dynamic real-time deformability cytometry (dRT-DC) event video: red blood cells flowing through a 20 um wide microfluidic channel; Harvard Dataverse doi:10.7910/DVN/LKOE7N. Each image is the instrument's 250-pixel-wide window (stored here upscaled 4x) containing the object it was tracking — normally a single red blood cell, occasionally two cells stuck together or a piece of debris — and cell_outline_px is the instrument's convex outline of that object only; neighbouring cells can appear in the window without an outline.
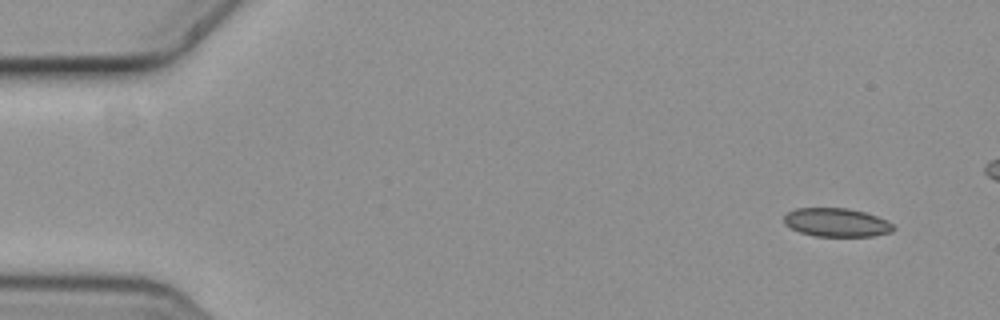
{"species": "common noctule bat (a hibernating species)", "species_latin": "Nyctalus noctula", "temperature_condition": "cold", "stored_images_in_passage": 5, "camera_frame_rate_fps": 3000, "um_per_image_px": 0.085, "animal": {"sex": "female", "body_mass_g": 19.3, "forearm_length_mm": 54.1}, "frame": {"image": 1, "passage_image": 1, "time_ms": 0.0, "image_size_px": [1000, 320], "cell_outline_px": [[896, 228], [892, 232], [872, 236], [812, 236], [800, 232], [784, 224], [784, 216], [788, 212], [796, 208], [848, 208], [864, 212], [888, 220]], "centroid_in_image_um": [71.12, 18.91], "position_along_channel_um": 13.9, "area_um2": 18.26}}